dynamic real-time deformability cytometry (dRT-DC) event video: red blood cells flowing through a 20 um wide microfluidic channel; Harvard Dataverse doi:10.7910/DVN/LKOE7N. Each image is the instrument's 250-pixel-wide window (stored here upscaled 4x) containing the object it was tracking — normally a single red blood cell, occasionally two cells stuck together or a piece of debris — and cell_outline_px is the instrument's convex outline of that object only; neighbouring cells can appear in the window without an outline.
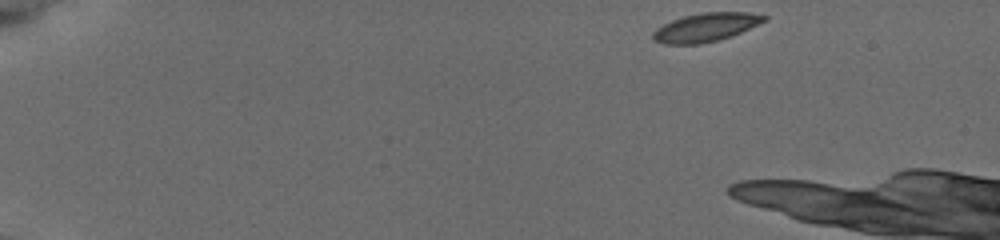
{"species": "common noctule bat (a hibernating species)", "species_latin": "Nyctalus noctula", "temperature_condition": "cold", "stored_images_in_passage": 12, "camera_frame_rate_fps": 3000, "um_per_image_px": 0.085, "animal": {"sex": "female", "body_mass_g": 19.5, "forearm_length_mm": 54.1}, "frame": {"image": 1, "passage_image": 1, "time_ms": 0.0, "image_size_px": [1000, 240], "cell_outline_px": [[768, 20], [732, 36], [700, 44], [664, 44], [652, 40], [652, 32], [656, 28], [672, 20], [684, 16], [704, 12], [748, 12], [768, 16]], "centroid_in_image_um": [59.99, 2.32], "position_along_channel_um": 25.0, "area_um2": 18.55}}
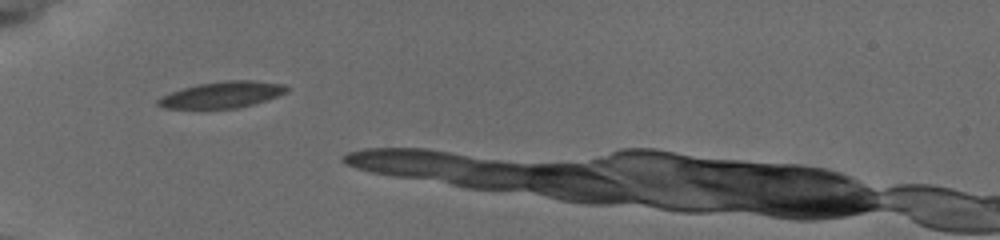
{"frame": {"image": 2, "passage_image": 10, "time_ms": 4.0, "image_size_px": [1000, 240], "cell_outline_px": [[288, 92], [268, 100], [236, 108], [164, 108], [156, 104], [156, 100], [172, 92], [184, 88], [200, 84], [224, 80], [252, 80], [284, 84], [288, 88]], "centroid_in_image_um": [18.93, 8.05], "position_along_channel_um": 66.1, "area_um2": 19.54}}